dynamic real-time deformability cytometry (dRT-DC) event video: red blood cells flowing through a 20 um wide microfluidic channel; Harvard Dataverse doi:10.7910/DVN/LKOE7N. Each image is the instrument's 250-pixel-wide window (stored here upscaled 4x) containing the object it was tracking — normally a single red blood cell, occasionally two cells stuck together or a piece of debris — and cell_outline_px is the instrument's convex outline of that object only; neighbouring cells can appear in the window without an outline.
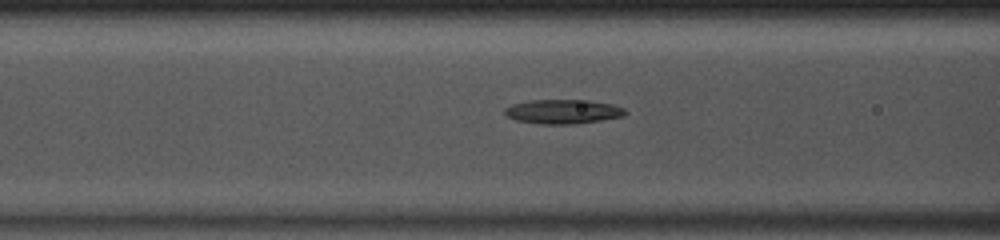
{"species": "common noctule bat (a hibernating species)", "species_latin": "Nyctalus noctula", "temperature_condition": "room temperature", "stored_images_in_passage": 37, "camera_frame_rate_fps": 3000, "um_per_image_px": 0.085, "animal": {"sex": "male", "body_mass_g": 13.0, "forearm_length_mm": 53.1}, "frame": {"image": 1, "passage_image": 8, "time_ms": 2.333, "image_size_px": [1000, 240], "cell_outline_px": [[628, 112], [624, 116], [576, 124], [540, 124], [516, 120], [508, 116], [504, 112], [504, 108], [512, 104], [528, 100], [588, 100], [612, 104], [624, 108]], "centroid_in_image_um": [47.86, 9.48], "position_along_channel_um": 118.7, "area_um2": 17.11}}
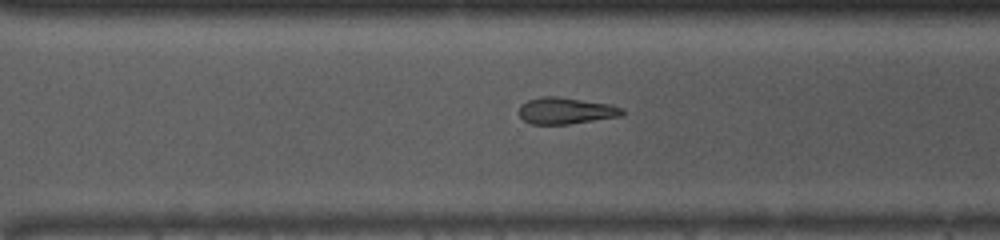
{"frame": {"image": 2, "passage_image": 23, "time_ms": 7.333, "image_size_px": [1000, 240], "cell_outline_px": [[624, 112], [620, 116], [568, 124], [532, 124], [524, 120], [520, 116], [520, 104], [528, 100], [540, 96], [556, 96], [612, 104], [624, 108]], "centroid_in_image_um": [48.1, 9.4], "position_along_channel_um": 322.5, "area_um2": 15.95}}
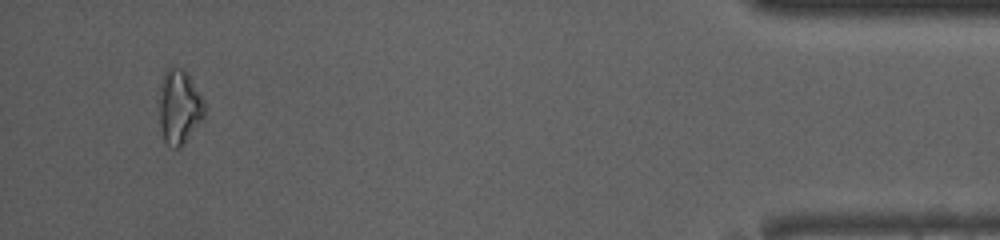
{"frame": {"image": 3, "passage_image": 35, "time_ms": 11.333, "image_size_px": [1000, 240], "cell_outline_px": [[204, 116], [184, 144], [180, 148], [172, 148], [164, 140], [160, 128], [160, 80], [164, 72], [168, 68], [184, 68], [188, 72], [200, 92], [204, 100]], "centroid_in_image_um": [15.24, 9.06], "position_along_channel_um": 420.0, "area_um2": 19.77}}